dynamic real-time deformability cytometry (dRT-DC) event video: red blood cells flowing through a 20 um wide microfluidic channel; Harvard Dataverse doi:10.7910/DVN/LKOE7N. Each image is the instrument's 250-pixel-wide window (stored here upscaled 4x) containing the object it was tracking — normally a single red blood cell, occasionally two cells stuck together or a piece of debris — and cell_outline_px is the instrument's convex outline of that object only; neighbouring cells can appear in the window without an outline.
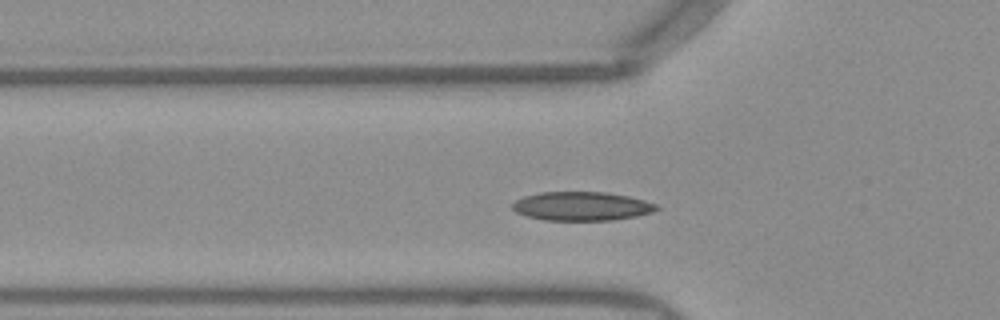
{"species": "Egyptian fruit bat (a non-hibernating species)", "species_latin": "Rousettus aegyptiacus", "temperature_condition": "warm", "stored_images_in_passage": 39, "camera_frame_rate_fps": 3000, "um_per_image_px": 0.085, "frame": {"image": 1, "passage_image": 11, "time_ms": 3.333, "image_size_px": [1000, 320], "cell_outline_px": [[660, 208], [652, 212], [636, 216], [612, 220], [544, 220], [528, 216], [516, 212], [512, 208], [512, 204], [516, 200], [524, 196], [540, 192], [604, 192], [628, 196], [644, 200], [656, 204]], "centroid_in_image_um": [49.44, 17.52], "position_along_channel_um": 76.4, "area_um2": 24.1}}
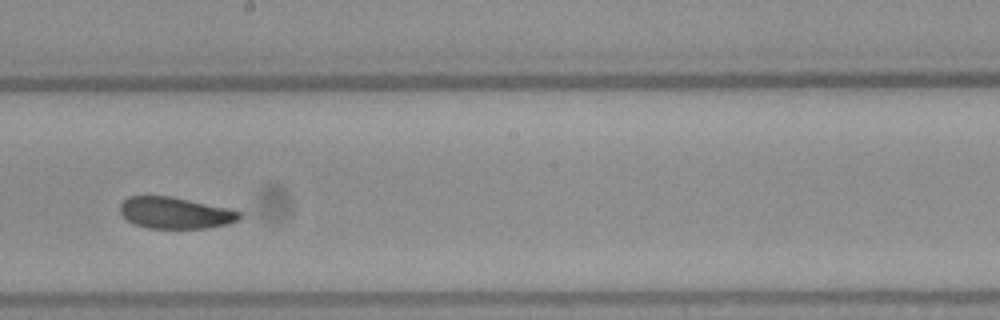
{"frame": {"image": 2, "passage_image": 23, "time_ms": 7.333, "image_size_px": [1000, 320], "cell_outline_px": [[244, 212], [236, 220], [228, 224], [208, 228], [148, 228], [132, 224], [120, 212], [120, 204], [128, 196], [168, 196], [188, 200]], "centroid_in_image_um": [14.86, 18.1], "position_along_channel_um": 233.3, "area_um2": 21.68}}
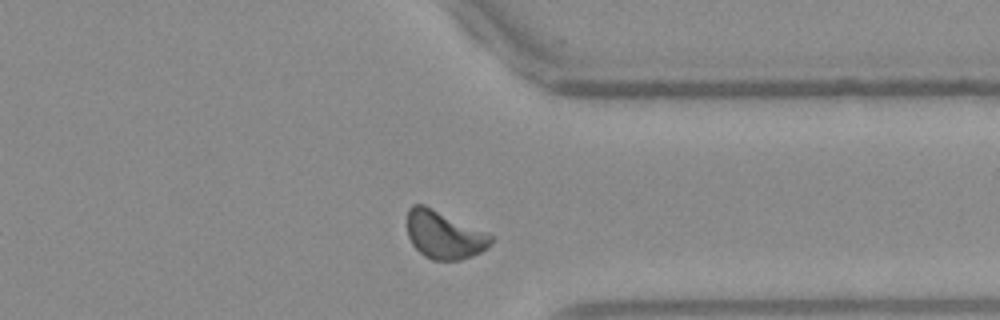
{"frame": {"image": 3, "passage_image": 34, "time_ms": 11.0, "image_size_px": [1000, 320], "cell_outline_px": [[496, 236], [492, 244], [488, 248], [472, 256], [460, 260], [432, 260], [424, 256], [412, 244], [408, 236], [408, 208], [412, 204], [424, 204]], "centroid_in_image_um": [37.79, 19.96], "position_along_channel_um": 373.6, "area_um2": 23.58}}